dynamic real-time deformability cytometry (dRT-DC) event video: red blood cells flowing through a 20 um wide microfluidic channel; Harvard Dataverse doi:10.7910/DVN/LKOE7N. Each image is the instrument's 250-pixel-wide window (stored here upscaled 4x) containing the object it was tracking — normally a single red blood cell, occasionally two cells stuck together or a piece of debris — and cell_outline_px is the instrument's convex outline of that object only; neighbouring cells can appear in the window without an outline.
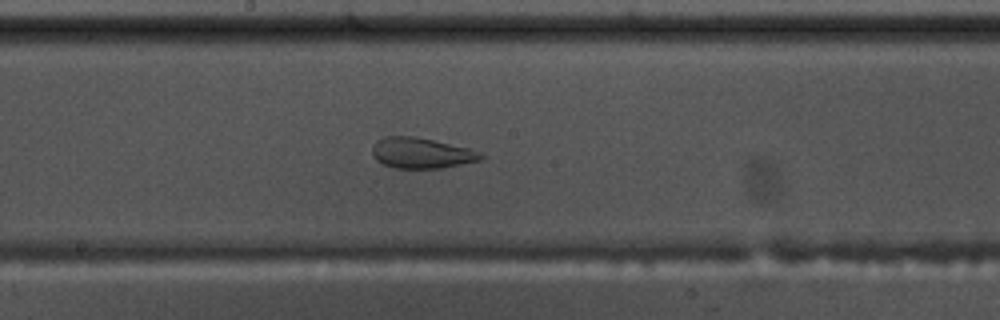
{"species": "common noctule bat (a hibernating species)", "species_latin": "Nyctalus noctula", "temperature_condition": "warm", "stored_images_in_passage": 36, "camera_frame_rate_fps": 3000, "um_per_image_px": 0.085, "animal": {"sex": "male", "body_mass_g": 17.5, "forearm_length_mm": 52.3}, "frame": {"image": 1, "passage_image": 28, "time_ms": 9.0, "image_size_px": [1000, 320], "cell_outline_px": [[484, 156], [480, 160], [444, 168], [392, 168], [376, 160], [372, 152], [372, 148], [376, 140], [384, 136], [416, 136], [468, 148], [480, 152]], "centroid_in_image_um": [35.79, 13.0], "position_along_channel_um": 212.4, "area_um2": 19.42}}